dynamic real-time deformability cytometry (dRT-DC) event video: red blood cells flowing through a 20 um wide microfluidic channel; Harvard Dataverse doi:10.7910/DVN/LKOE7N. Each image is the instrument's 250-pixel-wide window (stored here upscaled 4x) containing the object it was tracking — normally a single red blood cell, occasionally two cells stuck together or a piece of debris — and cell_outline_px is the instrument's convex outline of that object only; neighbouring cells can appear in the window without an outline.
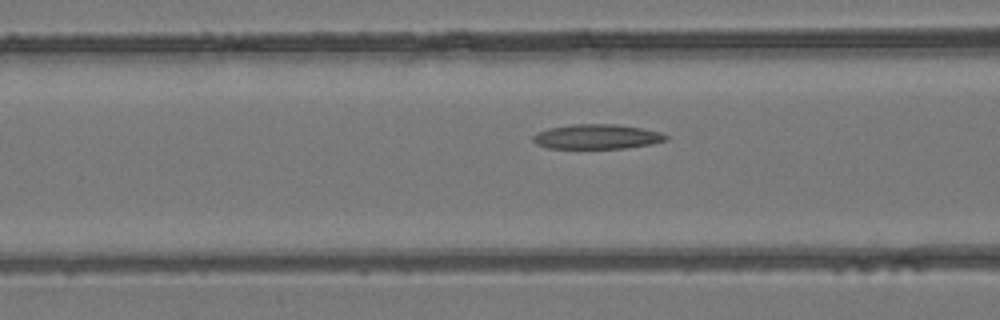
{"species": "common noctule bat (a hibernating species)", "species_latin": "Nyctalus noctula", "temperature_condition": "room temperature", "stored_images_in_passage": 24, "camera_frame_rate_fps": 3000, "um_per_image_px": 0.085, "animal": {"sex": "female", "body_mass_g": 24.6, "forearm_length_mm": 56.2}, "frame": {"image": 1, "passage_image": 4, "time_ms": 1.0, "image_size_px": [1000, 320], "cell_outline_px": [[668, 140], [652, 144], [624, 148], [548, 148], [536, 144], [532, 140], [532, 136], [536, 132], [548, 128], [572, 124], [616, 124], [640, 128], [660, 132], [668, 136]], "centroid_in_image_um": [50.71, 11.61], "position_along_channel_um": 115.9, "area_um2": 19.19}}
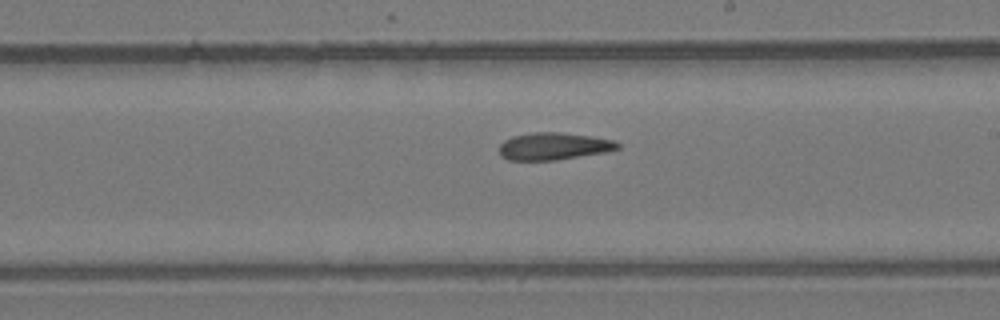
{"frame": {"image": 2, "passage_image": 13, "time_ms": 4.0, "image_size_px": [1000, 320], "cell_outline_px": [[620, 148], [604, 152], [556, 160], [508, 160], [500, 156], [500, 144], [504, 140], [512, 136], [532, 132], [560, 132], [588, 136], [612, 140], [620, 144]], "centroid_in_image_um": [47.01, 12.43], "position_along_channel_um": 242.0, "area_um2": 18.67}}
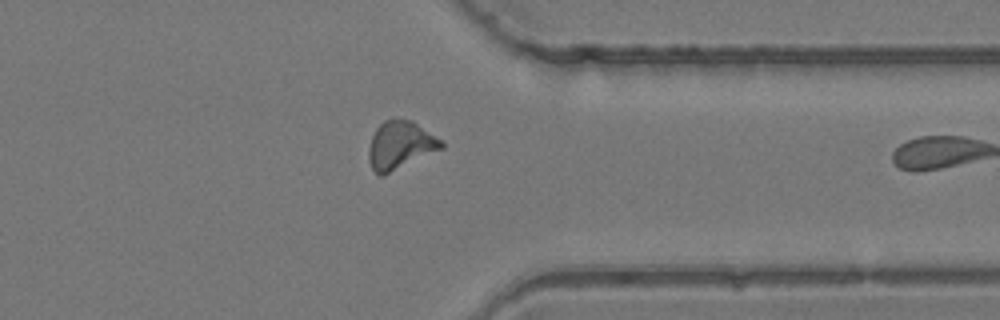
{"frame": {"image": 3, "passage_image": 23, "time_ms": 7.333, "image_size_px": [1000, 320], "cell_outline_px": [[444, 148], [384, 176], [380, 176], [372, 168], [368, 160], [368, 148], [372, 136], [376, 128], [384, 120], [392, 116], [412, 120], [444, 140]], "centroid_in_image_um": [34.04, 12.32], "position_along_channel_um": 377.4, "area_um2": 20.98}}